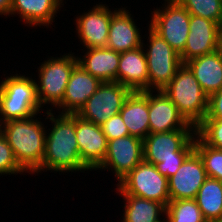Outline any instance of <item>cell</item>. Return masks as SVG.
<instances>
[{
	"label": "cell",
	"instance_id": "cell-3",
	"mask_svg": "<svg viewBox=\"0 0 222 222\" xmlns=\"http://www.w3.org/2000/svg\"><path fill=\"white\" fill-rule=\"evenodd\" d=\"M41 110V111H40ZM32 76L12 74L0 82V123L42 113Z\"/></svg>",
	"mask_w": 222,
	"mask_h": 222
},
{
	"label": "cell",
	"instance_id": "cell-13",
	"mask_svg": "<svg viewBox=\"0 0 222 222\" xmlns=\"http://www.w3.org/2000/svg\"><path fill=\"white\" fill-rule=\"evenodd\" d=\"M221 39L222 27L217 22L191 15L187 42L180 54L182 63L220 49Z\"/></svg>",
	"mask_w": 222,
	"mask_h": 222
},
{
	"label": "cell",
	"instance_id": "cell-6",
	"mask_svg": "<svg viewBox=\"0 0 222 222\" xmlns=\"http://www.w3.org/2000/svg\"><path fill=\"white\" fill-rule=\"evenodd\" d=\"M148 43H142L148 69V90H163L183 65L180 54L148 25ZM145 46V47H144ZM145 48V49H144Z\"/></svg>",
	"mask_w": 222,
	"mask_h": 222
},
{
	"label": "cell",
	"instance_id": "cell-35",
	"mask_svg": "<svg viewBox=\"0 0 222 222\" xmlns=\"http://www.w3.org/2000/svg\"><path fill=\"white\" fill-rule=\"evenodd\" d=\"M220 50L222 51V39H221V42H220Z\"/></svg>",
	"mask_w": 222,
	"mask_h": 222
},
{
	"label": "cell",
	"instance_id": "cell-28",
	"mask_svg": "<svg viewBox=\"0 0 222 222\" xmlns=\"http://www.w3.org/2000/svg\"><path fill=\"white\" fill-rule=\"evenodd\" d=\"M190 15L217 22L222 27V0H177Z\"/></svg>",
	"mask_w": 222,
	"mask_h": 222
},
{
	"label": "cell",
	"instance_id": "cell-18",
	"mask_svg": "<svg viewBox=\"0 0 222 222\" xmlns=\"http://www.w3.org/2000/svg\"><path fill=\"white\" fill-rule=\"evenodd\" d=\"M139 29L129 10L119 8L111 17L106 47L119 53L141 47L143 37Z\"/></svg>",
	"mask_w": 222,
	"mask_h": 222
},
{
	"label": "cell",
	"instance_id": "cell-21",
	"mask_svg": "<svg viewBox=\"0 0 222 222\" xmlns=\"http://www.w3.org/2000/svg\"><path fill=\"white\" fill-rule=\"evenodd\" d=\"M85 52V53H84ZM84 56L77 55L78 64L101 82H117L120 53L107 47L83 50Z\"/></svg>",
	"mask_w": 222,
	"mask_h": 222
},
{
	"label": "cell",
	"instance_id": "cell-15",
	"mask_svg": "<svg viewBox=\"0 0 222 222\" xmlns=\"http://www.w3.org/2000/svg\"><path fill=\"white\" fill-rule=\"evenodd\" d=\"M150 133L195 130L178 112L177 106L162 90H149Z\"/></svg>",
	"mask_w": 222,
	"mask_h": 222
},
{
	"label": "cell",
	"instance_id": "cell-30",
	"mask_svg": "<svg viewBox=\"0 0 222 222\" xmlns=\"http://www.w3.org/2000/svg\"><path fill=\"white\" fill-rule=\"evenodd\" d=\"M26 173L17 163L13 150L0 132V176Z\"/></svg>",
	"mask_w": 222,
	"mask_h": 222
},
{
	"label": "cell",
	"instance_id": "cell-19",
	"mask_svg": "<svg viewBox=\"0 0 222 222\" xmlns=\"http://www.w3.org/2000/svg\"><path fill=\"white\" fill-rule=\"evenodd\" d=\"M64 0H12L10 16L16 15L28 27L47 28L53 24L55 16L64 6Z\"/></svg>",
	"mask_w": 222,
	"mask_h": 222
},
{
	"label": "cell",
	"instance_id": "cell-12",
	"mask_svg": "<svg viewBox=\"0 0 222 222\" xmlns=\"http://www.w3.org/2000/svg\"><path fill=\"white\" fill-rule=\"evenodd\" d=\"M111 10L106 4H96L75 19L76 33L83 49L106 47L112 15L119 9Z\"/></svg>",
	"mask_w": 222,
	"mask_h": 222
},
{
	"label": "cell",
	"instance_id": "cell-34",
	"mask_svg": "<svg viewBox=\"0 0 222 222\" xmlns=\"http://www.w3.org/2000/svg\"><path fill=\"white\" fill-rule=\"evenodd\" d=\"M12 0H0V15L10 16Z\"/></svg>",
	"mask_w": 222,
	"mask_h": 222
},
{
	"label": "cell",
	"instance_id": "cell-27",
	"mask_svg": "<svg viewBox=\"0 0 222 222\" xmlns=\"http://www.w3.org/2000/svg\"><path fill=\"white\" fill-rule=\"evenodd\" d=\"M194 150L199 154L207 176L222 182V149H217L205 144L195 135Z\"/></svg>",
	"mask_w": 222,
	"mask_h": 222
},
{
	"label": "cell",
	"instance_id": "cell-32",
	"mask_svg": "<svg viewBox=\"0 0 222 222\" xmlns=\"http://www.w3.org/2000/svg\"><path fill=\"white\" fill-rule=\"evenodd\" d=\"M190 153H176V158L160 159L155 164L159 173L166 178L173 176Z\"/></svg>",
	"mask_w": 222,
	"mask_h": 222
},
{
	"label": "cell",
	"instance_id": "cell-29",
	"mask_svg": "<svg viewBox=\"0 0 222 222\" xmlns=\"http://www.w3.org/2000/svg\"><path fill=\"white\" fill-rule=\"evenodd\" d=\"M195 134L207 145L222 149V120L203 119L195 128Z\"/></svg>",
	"mask_w": 222,
	"mask_h": 222
},
{
	"label": "cell",
	"instance_id": "cell-20",
	"mask_svg": "<svg viewBox=\"0 0 222 222\" xmlns=\"http://www.w3.org/2000/svg\"><path fill=\"white\" fill-rule=\"evenodd\" d=\"M117 82L132 92L148 90L147 61L142 46L120 53Z\"/></svg>",
	"mask_w": 222,
	"mask_h": 222
},
{
	"label": "cell",
	"instance_id": "cell-31",
	"mask_svg": "<svg viewBox=\"0 0 222 222\" xmlns=\"http://www.w3.org/2000/svg\"><path fill=\"white\" fill-rule=\"evenodd\" d=\"M101 128L107 138V141L129 136L128 128L124 124L120 113L110 117L101 125Z\"/></svg>",
	"mask_w": 222,
	"mask_h": 222
},
{
	"label": "cell",
	"instance_id": "cell-26",
	"mask_svg": "<svg viewBox=\"0 0 222 222\" xmlns=\"http://www.w3.org/2000/svg\"><path fill=\"white\" fill-rule=\"evenodd\" d=\"M165 222H207L195 199L170 200Z\"/></svg>",
	"mask_w": 222,
	"mask_h": 222
},
{
	"label": "cell",
	"instance_id": "cell-25",
	"mask_svg": "<svg viewBox=\"0 0 222 222\" xmlns=\"http://www.w3.org/2000/svg\"><path fill=\"white\" fill-rule=\"evenodd\" d=\"M207 222L222 220V182L208 177L195 197Z\"/></svg>",
	"mask_w": 222,
	"mask_h": 222
},
{
	"label": "cell",
	"instance_id": "cell-7",
	"mask_svg": "<svg viewBox=\"0 0 222 222\" xmlns=\"http://www.w3.org/2000/svg\"><path fill=\"white\" fill-rule=\"evenodd\" d=\"M117 185L116 194L157 201L165 207L170 201L168 178L158 172L155 164L139 163Z\"/></svg>",
	"mask_w": 222,
	"mask_h": 222
},
{
	"label": "cell",
	"instance_id": "cell-23",
	"mask_svg": "<svg viewBox=\"0 0 222 222\" xmlns=\"http://www.w3.org/2000/svg\"><path fill=\"white\" fill-rule=\"evenodd\" d=\"M209 97L222 89V51L220 49L184 63Z\"/></svg>",
	"mask_w": 222,
	"mask_h": 222
},
{
	"label": "cell",
	"instance_id": "cell-16",
	"mask_svg": "<svg viewBox=\"0 0 222 222\" xmlns=\"http://www.w3.org/2000/svg\"><path fill=\"white\" fill-rule=\"evenodd\" d=\"M76 138L82 162L94 171L107 153V138L101 126L76 114Z\"/></svg>",
	"mask_w": 222,
	"mask_h": 222
},
{
	"label": "cell",
	"instance_id": "cell-9",
	"mask_svg": "<svg viewBox=\"0 0 222 222\" xmlns=\"http://www.w3.org/2000/svg\"><path fill=\"white\" fill-rule=\"evenodd\" d=\"M131 92L119 82H102L77 115L101 126L110 117L119 114Z\"/></svg>",
	"mask_w": 222,
	"mask_h": 222
},
{
	"label": "cell",
	"instance_id": "cell-4",
	"mask_svg": "<svg viewBox=\"0 0 222 222\" xmlns=\"http://www.w3.org/2000/svg\"><path fill=\"white\" fill-rule=\"evenodd\" d=\"M162 91L177 106L185 121L194 128L206 117L208 96L185 64L176 71L173 79Z\"/></svg>",
	"mask_w": 222,
	"mask_h": 222
},
{
	"label": "cell",
	"instance_id": "cell-8",
	"mask_svg": "<svg viewBox=\"0 0 222 222\" xmlns=\"http://www.w3.org/2000/svg\"><path fill=\"white\" fill-rule=\"evenodd\" d=\"M163 1L161 9L151 11L149 26L181 54L187 42L191 15L177 0Z\"/></svg>",
	"mask_w": 222,
	"mask_h": 222
},
{
	"label": "cell",
	"instance_id": "cell-14",
	"mask_svg": "<svg viewBox=\"0 0 222 222\" xmlns=\"http://www.w3.org/2000/svg\"><path fill=\"white\" fill-rule=\"evenodd\" d=\"M207 178L203 162L199 154L193 150L178 171L168 178L170 200L195 199Z\"/></svg>",
	"mask_w": 222,
	"mask_h": 222
},
{
	"label": "cell",
	"instance_id": "cell-33",
	"mask_svg": "<svg viewBox=\"0 0 222 222\" xmlns=\"http://www.w3.org/2000/svg\"><path fill=\"white\" fill-rule=\"evenodd\" d=\"M204 119L222 120V89L208 97V110Z\"/></svg>",
	"mask_w": 222,
	"mask_h": 222
},
{
	"label": "cell",
	"instance_id": "cell-24",
	"mask_svg": "<svg viewBox=\"0 0 222 222\" xmlns=\"http://www.w3.org/2000/svg\"><path fill=\"white\" fill-rule=\"evenodd\" d=\"M120 197L124 200L121 222H165L166 207L162 203L132 195H120Z\"/></svg>",
	"mask_w": 222,
	"mask_h": 222
},
{
	"label": "cell",
	"instance_id": "cell-11",
	"mask_svg": "<svg viewBox=\"0 0 222 222\" xmlns=\"http://www.w3.org/2000/svg\"><path fill=\"white\" fill-rule=\"evenodd\" d=\"M142 161L143 140L131 135L124 136L108 140L106 156L95 171L111 170L119 182Z\"/></svg>",
	"mask_w": 222,
	"mask_h": 222
},
{
	"label": "cell",
	"instance_id": "cell-10",
	"mask_svg": "<svg viewBox=\"0 0 222 222\" xmlns=\"http://www.w3.org/2000/svg\"><path fill=\"white\" fill-rule=\"evenodd\" d=\"M195 135V130L149 133L143 140V161L157 164L160 159L176 158V153H191Z\"/></svg>",
	"mask_w": 222,
	"mask_h": 222
},
{
	"label": "cell",
	"instance_id": "cell-1",
	"mask_svg": "<svg viewBox=\"0 0 222 222\" xmlns=\"http://www.w3.org/2000/svg\"><path fill=\"white\" fill-rule=\"evenodd\" d=\"M52 125L46 130L45 153L40 166L41 171L69 172L91 171L81 160L76 138V114L56 115L45 112Z\"/></svg>",
	"mask_w": 222,
	"mask_h": 222
},
{
	"label": "cell",
	"instance_id": "cell-22",
	"mask_svg": "<svg viewBox=\"0 0 222 222\" xmlns=\"http://www.w3.org/2000/svg\"><path fill=\"white\" fill-rule=\"evenodd\" d=\"M119 113L128 128L129 135L144 140L150 133L149 90L131 92Z\"/></svg>",
	"mask_w": 222,
	"mask_h": 222
},
{
	"label": "cell",
	"instance_id": "cell-2",
	"mask_svg": "<svg viewBox=\"0 0 222 222\" xmlns=\"http://www.w3.org/2000/svg\"><path fill=\"white\" fill-rule=\"evenodd\" d=\"M36 116L2 123L1 133L11 146L19 166L26 173L38 175L45 153L48 126L45 127L41 118Z\"/></svg>",
	"mask_w": 222,
	"mask_h": 222
},
{
	"label": "cell",
	"instance_id": "cell-17",
	"mask_svg": "<svg viewBox=\"0 0 222 222\" xmlns=\"http://www.w3.org/2000/svg\"><path fill=\"white\" fill-rule=\"evenodd\" d=\"M102 82L77 64L70 75L62 103L56 108L60 114H77Z\"/></svg>",
	"mask_w": 222,
	"mask_h": 222
},
{
	"label": "cell",
	"instance_id": "cell-5",
	"mask_svg": "<svg viewBox=\"0 0 222 222\" xmlns=\"http://www.w3.org/2000/svg\"><path fill=\"white\" fill-rule=\"evenodd\" d=\"M73 54L71 51L60 57L51 56L37 68L38 80L35 82L41 108L47 104L53 105L46 108V112L53 111V107L56 109L62 103L72 70L78 64L77 56Z\"/></svg>",
	"mask_w": 222,
	"mask_h": 222
}]
</instances>
